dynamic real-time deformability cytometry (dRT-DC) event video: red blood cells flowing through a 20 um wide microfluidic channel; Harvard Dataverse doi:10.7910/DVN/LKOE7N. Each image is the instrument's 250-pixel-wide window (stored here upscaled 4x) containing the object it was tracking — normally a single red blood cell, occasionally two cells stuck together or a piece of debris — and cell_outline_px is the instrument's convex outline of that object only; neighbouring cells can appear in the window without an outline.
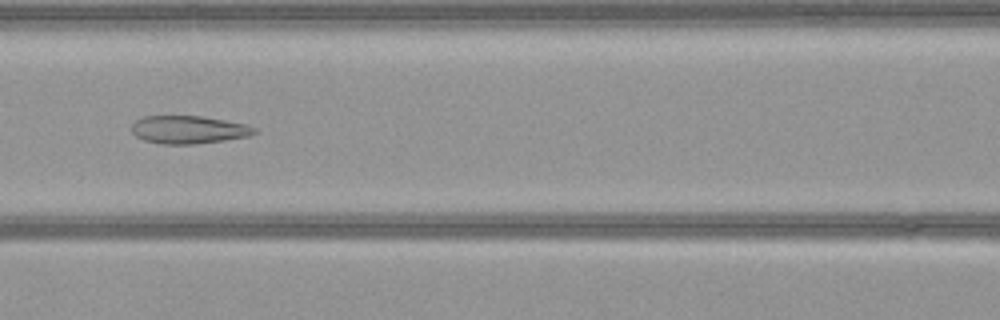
{"species": "common noctule bat (a hibernating species)", "species_latin": "Nyctalus noctula", "temperature_condition": "warm", "stored_images_in_passage": 52, "camera_frame_rate_fps": 3000, "um_per_image_px": 0.085, "animal": {"sex": "female", "body_mass_g": 21.9}, "frame": {"image": 1, "passage_image": 22, "time_ms": 7.0, "image_size_px": [1000, 320], "cell_outline_px": [[256, 132], [248, 136], [224, 140], [196, 144], [160, 144], [144, 140], [136, 136], [132, 132], [132, 124], [136, 120], [144, 116], [200, 116], [248, 124], [256, 128]], "centroid_in_image_um": [16.02, 11.02], "position_along_channel_um": 150.6, "area_um2": 19.94}}
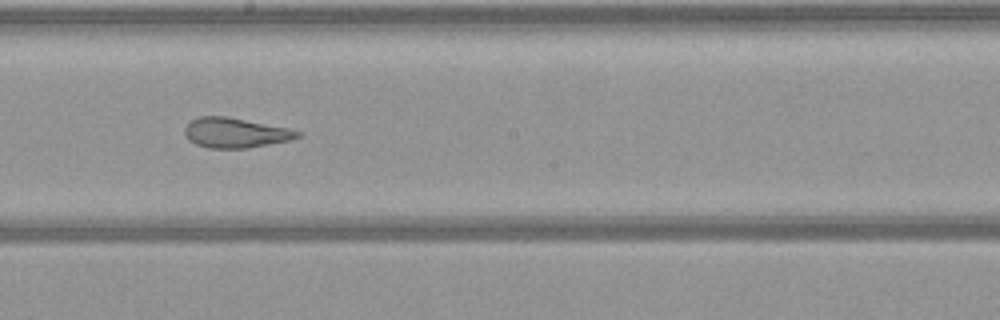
{"frame": {"image": 2, "passage_image": 28, "time_ms": 9.0, "image_size_px": [1000, 320], "cell_outline_px": [[300, 136], [288, 140], [248, 148], [208, 148], [196, 144], [188, 140], [184, 132], [184, 128], [192, 120], [200, 116], [224, 116], [288, 128], [300, 132]], "centroid_in_image_um": [19.96, 11.29], "position_along_channel_um": 228.2, "area_um2": 19.36}}
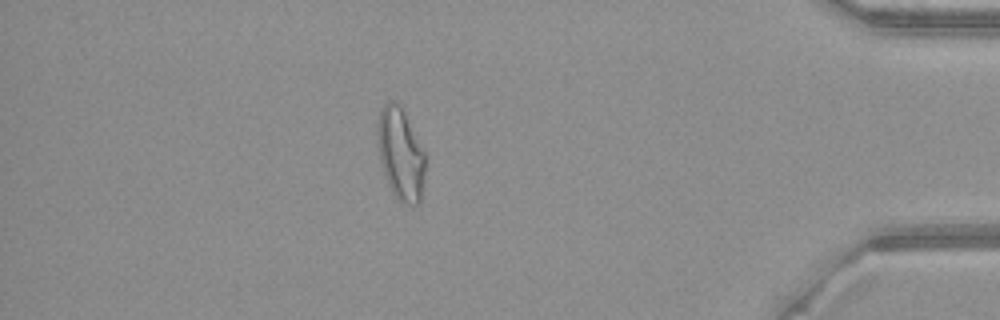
{"frame": {"image": 3, "passage_image": 45, "time_ms": 14.667, "image_size_px": [1000, 320], "cell_outline_px": [[424, 180], [420, 200], [416, 204], [404, 204], [396, 200], [388, 184], [380, 160], [376, 132], [376, 124], [380, 108], [388, 100], [392, 100], [404, 112], [424, 152]], "centroid_in_image_um": [34.01, 13.1], "position_along_channel_um": 401.2, "area_um2": 25.43}}